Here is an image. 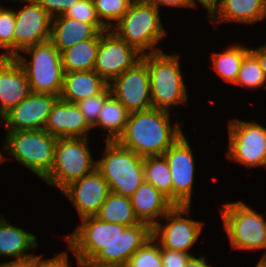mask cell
Returning a JSON list of instances; mask_svg holds the SVG:
<instances>
[{
    "label": "cell",
    "instance_id": "27",
    "mask_svg": "<svg viewBox=\"0 0 266 267\" xmlns=\"http://www.w3.org/2000/svg\"><path fill=\"white\" fill-rule=\"evenodd\" d=\"M248 46L233 43L227 47L223 52H212L211 62L212 68L220 79L232 85L236 83L238 72L240 70L241 62L244 56L250 51Z\"/></svg>",
    "mask_w": 266,
    "mask_h": 267
},
{
    "label": "cell",
    "instance_id": "15",
    "mask_svg": "<svg viewBox=\"0 0 266 267\" xmlns=\"http://www.w3.org/2000/svg\"><path fill=\"white\" fill-rule=\"evenodd\" d=\"M109 88L130 113L153 108L148 67L143 59L113 79Z\"/></svg>",
    "mask_w": 266,
    "mask_h": 267
},
{
    "label": "cell",
    "instance_id": "28",
    "mask_svg": "<svg viewBox=\"0 0 266 267\" xmlns=\"http://www.w3.org/2000/svg\"><path fill=\"white\" fill-rule=\"evenodd\" d=\"M95 216L101 221L122 224L127 227L140 223L134 213L131 199L112 192L108 194Z\"/></svg>",
    "mask_w": 266,
    "mask_h": 267
},
{
    "label": "cell",
    "instance_id": "1",
    "mask_svg": "<svg viewBox=\"0 0 266 267\" xmlns=\"http://www.w3.org/2000/svg\"><path fill=\"white\" fill-rule=\"evenodd\" d=\"M65 236L67 247L78 261L126 265L130 257L152 237V227L140 222L133 226L104 222L96 216L80 219Z\"/></svg>",
    "mask_w": 266,
    "mask_h": 267
},
{
    "label": "cell",
    "instance_id": "36",
    "mask_svg": "<svg viewBox=\"0 0 266 267\" xmlns=\"http://www.w3.org/2000/svg\"><path fill=\"white\" fill-rule=\"evenodd\" d=\"M191 253L183 251L169 250L161 247V260L163 267H185L192 256Z\"/></svg>",
    "mask_w": 266,
    "mask_h": 267
},
{
    "label": "cell",
    "instance_id": "34",
    "mask_svg": "<svg viewBox=\"0 0 266 267\" xmlns=\"http://www.w3.org/2000/svg\"><path fill=\"white\" fill-rule=\"evenodd\" d=\"M64 16L86 23H91L99 31L107 30L97 16L93 0H79L65 12Z\"/></svg>",
    "mask_w": 266,
    "mask_h": 267
},
{
    "label": "cell",
    "instance_id": "7",
    "mask_svg": "<svg viewBox=\"0 0 266 267\" xmlns=\"http://www.w3.org/2000/svg\"><path fill=\"white\" fill-rule=\"evenodd\" d=\"M223 228L232 249L265 250L259 261H266V232L264 215L242 200L227 202L220 208Z\"/></svg>",
    "mask_w": 266,
    "mask_h": 267
},
{
    "label": "cell",
    "instance_id": "4",
    "mask_svg": "<svg viewBox=\"0 0 266 267\" xmlns=\"http://www.w3.org/2000/svg\"><path fill=\"white\" fill-rule=\"evenodd\" d=\"M180 56L163 51L142 55L148 67L153 108L170 111L186 104L189 96L180 68Z\"/></svg>",
    "mask_w": 266,
    "mask_h": 267
},
{
    "label": "cell",
    "instance_id": "42",
    "mask_svg": "<svg viewBox=\"0 0 266 267\" xmlns=\"http://www.w3.org/2000/svg\"><path fill=\"white\" fill-rule=\"evenodd\" d=\"M76 263L79 267H127L124 264L98 263V262H94L92 260L78 261L76 259Z\"/></svg>",
    "mask_w": 266,
    "mask_h": 267
},
{
    "label": "cell",
    "instance_id": "44",
    "mask_svg": "<svg viewBox=\"0 0 266 267\" xmlns=\"http://www.w3.org/2000/svg\"><path fill=\"white\" fill-rule=\"evenodd\" d=\"M191 3L196 7L202 5L208 12V14L211 13V11L217 6L220 0H190Z\"/></svg>",
    "mask_w": 266,
    "mask_h": 267
},
{
    "label": "cell",
    "instance_id": "23",
    "mask_svg": "<svg viewBox=\"0 0 266 267\" xmlns=\"http://www.w3.org/2000/svg\"><path fill=\"white\" fill-rule=\"evenodd\" d=\"M109 84L94 70L64 72L60 99L76 103L103 93Z\"/></svg>",
    "mask_w": 266,
    "mask_h": 267
},
{
    "label": "cell",
    "instance_id": "35",
    "mask_svg": "<svg viewBox=\"0 0 266 267\" xmlns=\"http://www.w3.org/2000/svg\"><path fill=\"white\" fill-rule=\"evenodd\" d=\"M111 95L110 88L108 87L103 93L93 97L76 102L75 104L80 109L81 114L85 117L87 123L93 127L99 117L106 99Z\"/></svg>",
    "mask_w": 266,
    "mask_h": 267
},
{
    "label": "cell",
    "instance_id": "40",
    "mask_svg": "<svg viewBox=\"0 0 266 267\" xmlns=\"http://www.w3.org/2000/svg\"><path fill=\"white\" fill-rule=\"evenodd\" d=\"M250 51L258 59L260 66L263 69L264 74L266 76V43L263 45H260V47L251 48Z\"/></svg>",
    "mask_w": 266,
    "mask_h": 267
},
{
    "label": "cell",
    "instance_id": "14",
    "mask_svg": "<svg viewBox=\"0 0 266 267\" xmlns=\"http://www.w3.org/2000/svg\"><path fill=\"white\" fill-rule=\"evenodd\" d=\"M12 2L24 3V7L15 10L14 57H16L27 47L50 40L52 17L36 0Z\"/></svg>",
    "mask_w": 266,
    "mask_h": 267
},
{
    "label": "cell",
    "instance_id": "6",
    "mask_svg": "<svg viewBox=\"0 0 266 267\" xmlns=\"http://www.w3.org/2000/svg\"><path fill=\"white\" fill-rule=\"evenodd\" d=\"M57 140L44 129L9 131L2 147L20 166L43 180L53 167Z\"/></svg>",
    "mask_w": 266,
    "mask_h": 267
},
{
    "label": "cell",
    "instance_id": "21",
    "mask_svg": "<svg viewBox=\"0 0 266 267\" xmlns=\"http://www.w3.org/2000/svg\"><path fill=\"white\" fill-rule=\"evenodd\" d=\"M130 199L138 220L151 227L174 207L166 196L146 181L139 186Z\"/></svg>",
    "mask_w": 266,
    "mask_h": 267
},
{
    "label": "cell",
    "instance_id": "18",
    "mask_svg": "<svg viewBox=\"0 0 266 267\" xmlns=\"http://www.w3.org/2000/svg\"><path fill=\"white\" fill-rule=\"evenodd\" d=\"M31 93L25 70L15 57H0V118Z\"/></svg>",
    "mask_w": 266,
    "mask_h": 267
},
{
    "label": "cell",
    "instance_id": "16",
    "mask_svg": "<svg viewBox=\"0 0 266 267\" xmlns=\"http://www.w3.org/2000/svg\"><path fill=\"white\" fill-rule=\"evenodd\" d=\"M58 98L53 94L31 92L1 118L6 132L44 129L52 106Z\"/></svg>",
    "mask_w": 266,
    "mask_h": 267
},
{
    "label": "cell",
    "instance_id": "9",
    "mask_svg": "<svg viewBox=\"0 0 266 267\" xmlns=\"http://www.w3.org/2000/svg\"><path fill=\"white\" fill-rule=\"evenodd\" d=\"M89 139L58 138L53 167L43 179L48 186H53L61 192L72 182L96 169L97 161L91 154Z\"/></svg>",
    "mask_w": 266,
    "mask_h": 267
},
{
    "label": "cell",
    "instance_id": "3",
    "mask_svg": "<svg viewBox=\"0 0 266 267\" xmlns=\"http://www.w3.org/2000/svg\"><path fill=\"white\" fill-rule=\"evenodd\" d=\"M161 11L146 0H134L125 15L111 28L140 54L161 52L158 43L167 35Z\"/></svg>",
    "mask_w": 266,
    "mask_h": 267
},
{
    "label": "cell",
    "instance_id": "13",
    "mask_svg": "<svg viewBox=\"0 0 266 267\" xmlns=\"http://www.w3.org/2000/svg\"><path fill=\"white\" fill-rule=\"evenodd\" d=\"M194 149L183 134L163 154L166 158L172 178V203L174 205H191L194 175Z\"/></svg>",
    "mask_w": 266,
    "mask_h": 267
},
{
    "label": "cell",
    "instance_id": "12",
    "mask_svg": "<svg viewBox=\"0 0 266 267\" xmlns=\"http://www.w3.org/2000/svg\"><path fill=\"white\" fill-rule=\"evenodd\" d=\"M142 59L134 47L122 40L114 31H102L94 71L108 84Z\"/></svg>",
    "mask_w": 266,
    "mask_h": 267
},
{
    "label": "cell",
    "instance_id": "25",
    "mask_svg": "<svg viewBox=\"0 0 266 267\" xmlns=\"http://www.w3.org/2000/svg\"><path fill=\"white\" fill-rule=\"evenodd\" d=\"M102 31L95 37L81 41L61 52L64 72L93 70Z\"/></svg>",
    "mask_w": 266,
    "mask_h": 267
},
{
    "label": "cell",
    "instance_id": "41",
    "mask_svg": "<svg viewBox=\"0 0 266 267\" xmlns=\"http://www.w3.org/2000/svg\"><path fill=\"white\" fill-rule=\"evenodd\" d=\"M0 267H34V257L26 260L0 262Z\"/></svg>",
    "mask_w": 266,
    "mask_h": 267
},
{
    "label": "cell",
    "instance_id": "33",
    "mask_svg": "<svg viewBox=\"0 0 266 267\" xmlns=\"http://www.w3.org/2000/svg\"><path fill=\"white\" fill-rule=\"evenodd\" d=\"M15 10L2 6L0 8V57H14ZM5 51V52H4Z\"/></svg>",
    "mask_w": 266,
    "mask_h": 267
},
{
    "label": "cell",
    "instance_id": "5",
    "mask_svg": "<svg viewBox=\"0 0 266 267\" xmlns=\"http://www.w3.org/2000/svg\"><path fill=\"white\" fill-rule=\"evenodd\" d=\"M143 159L117 140H105L96 169L107 181L110 192L130 198L145 181Z\"/></svg>",
    "mask_w": 266,
    "mask_h": 267
},
{
    "label": "cell",
    "instance_id": "2",
    "mask_svg": "<svg viewBox=\"0 0 266 267\" xmlns=\"http://www.w3.org/2000/svg\"><path fill=\"white\" fill-rule=\"evenodd\" d=\"M171 111L151 108L129 113L124 133L118 142L135 154L163 155L183 133V122L171 124Z\"/></svg>",
    "mask_w": 266,
    "mask_h": 267
},
{
    "label": "cell",
    "instance_id": "22",
    "mask_svg": "<svg viewBox=\"0 0 266 267\" xmlns=\"http://www.w3.org/2000/svg\"><path fill=\"white\" fill-rule=\"evenodd\" d=\"M3 216L0 214V256L10 257L11 261L12 258L15 261L35 257L36 254L33 255L30 250L38 247L37 236L12 225Z\"/></svg>",
    "mask_w": 266,
    "mask_h": 267
},
{
    "label": "cell",
    "instance_id": "30",
    "mask_svg": "<svg viewBox=\"0 0 266 267\" xmlns=\"http://www.w3.org/2000/svg\"><path fill=\"white\" fill-rule=\"evenodd\" d=\"M241 86L248 90L266 89V76L256 56L249 51L241 62L235 87Z\"/></svg>",
    "mask_w": 266,
    "mask_h": 267
},
{
    "label": "cell",
    "instance_id": "17",
    "mask_svg": "<svg viewBox=\"0 0 266 267\" xmlns=\"http://www.w3.org/2000/svg\"><path fill=\"white\" fill-rule=\"evenodd\" d=\"M60 193L64 194L73 204L81 219L88 216H95L99 212L110 193V189L107 181L95 169L81 179L69 184Z\"/></svg>",
    "mask_w": 266,
    "mask_h": 267
},
{
    "label": "cell",
    "instance_id": "20",
    "mask_svg": "<svg viewBox=\"0 0 266 267\" xmlns=\"http://www.w3.org/2000/svg\"><path fill=\"white\" fill-rule=\"evenodd\" d=\"M266 19V0H220L209 14V21L216 23L255 24Z\"/></svg>",
    "mask_w": 266,
    "mask_h": 267
},
{
    "label": "cell",
    "instance_id": "24",
    "mask_svg": "<svg viewBox=\"0 0 266 267\" xmlns=\"http://www.w3.org/2000/svg\"><path fill=\"white\" fill-rule=\"evenodd\" d=\"M99 32L91 23L59 15L52 18L50 41L61 53L81 41L95 37Z\"/></svg>",
    "mask_w": 266,
    "mask_h": 267
},
{
    "label": "cell",
    "instance_id": "11",
    "mask_svg": "<svg viewBox=\"0 0 266 267\" xmlns=\"http://www.w3.org/2000/svg\"><path fill=\"white\" fill-rule=\"evenodd\" d=\"M190 214L191 205H174L161 219L166 223L164 224L160 220L152 227V237L160 247L190 253L193 245L201 237L205 224L204 221L188 218Z\"/></svg>",
    "mask_w": 266,
    "mask_h": 267
},
{
    "label": "cell",
    "instance_id": "31",
    "mask_svg": "<svg viewBox=\"0 0 266 267\" xmlns=\"http://www.w3.org/2000/svg\"><path fill=\"white\" fill-rule=\"evenodd\" d=\"M134 0H93L100 22L111 29L128 11Z\"/></svg>",
    "mask_w": 266,
    "mask_h": 267
},
{
    "label": "cell",
    "instance_id": "26",
    "mask_svg": "<svg viewBox=\"0 0 266 267\" xmlns=\"http://www.w3.org/2000/svg\"><path fill=\"white\" fill-rule=\"evenodd\" d=\"M129 111L112 94L106 99L96 124L107 131L106 141H116L124 133L128 121Z\"/></svg>",
    "mask_w": 266,
    "mask_h": 267
},
{
    "label": "cell",
    "instance_id": "10",
    "mask_svg": "<svg viewBox=\"0 0 266 267\" xmlns=\"http://www.w3.org/2000/svg\"><path fill=\"white\" fill-rule=\"evenodd\" d=\"M226 158L250 169L266 163V127L254 120L229 119Z\"/></svg>",
    "mask_w": 266,
    "mask_h": 267
},
{
    "label": "cell",
    "instance_id": "45",
    "mask_svg": "<svg viewBox=\"0 0 266 267\" xmlns=\"http://www.w3.org/2000/svg\"><path fill=\"white\" fill-rule=\"evenodd\" d=\"M254 267H266V261H258Z\"/></svg>",
    "mask_w": 266,
    "mask_h": 267
},
{
    "label": "cell",
    "instance_id": "46",
    "mask_svg": "<svg viewBox=\"0 0 266 267\" xmlns=\"http://www.w3.org/2000/svg\"><path fill=\"white\" fill-rule=\"evenodd\" d=\"M5 160L7 161L8 159H7L5 156H3V154H2L1 151H0V165H1V163H3Z\"/></svg>",
    "mask_w": 266,
    "mask_h": 267
},
{
    "label": "cell",
    "instance_id": "29",
    "mask_svg": "<svg viewBox=\"0 0 266 267\" xmlns=\"http://www.w3.org/2000/svg\"><path fill=\"white\" fill-rule=\"evenodd\" d=\"M145 181L152 184L172 202V178L164 155L147 156L143 159Z\"/></svg>",
    "mask_w": 266,
    "mask_h": 267
},
{
    "label": "cell",
    "instance_id": "38",
    "mask_svg": "<svg viewBox=\"0 0 266 267\" xmlns=\"http://www.w3.org/2000/svg\"><path fill=\"white\" fill-rule=\"evenodd\" d=\"M68 257L67 250L47 259L36 254L34 257V267H72L69 264Z\"/></svg>",
    "mask_w": 266,
    "mask_h": 267
},
{
    "label": "cell",
    "instance_id": "32",
    "mask_svg": "<svg viewBox=\"0 0 266 267\" xmlns=\"http://www.w3.org/2000/svg\"><path fill=\"white\" fill-rule=\"evenodd\" d=\"M127 267H163L161 260V247L150 237L128 260Z\"/></svg>",
    "mask_w": 266,
    "mask_h": 267
},
{
    "label": "cell",
    "instance_id": "8",
    "mask_svg": "<svg viewBox=\"0 0 266 267\" xmlns=\"http://www.w3.org/2000/svg\"><path fill=\"white\" fill-rule=\"evenodd\" d=\"M15 59L25 70L31 92L60 96L63 87V66L61 53L50 40L27 47Z\"/></svg>",
    "mask_w": 266,
    "mask_h": 267
},
{
    "label": "cell",
    "instance_id": "39",
    "mask_svg": "<svg viewBox=\"0 0 266 267\" xmlns=\"http://www.w3.org/2000/svg\"><path fill=\"white\" fill-rule=\"evenodd\" d=\"M149 3L154 4L160 9L161 6H169L176 8H196L190 0H146Z\"/></svg>",
    "mask_w": 266,
    "mask_h": 267
},
{
    "label": "cell",
    "instance_id": "19",
    "mask_svg": "<svg viewBox=\"0 0 266 267\" xmlns=\"http://www.w3.org/2000/svg\"><path fill=\"white\" fill-rule=\"evenodd\" d=\"M92 129L75 103L60 98L53 104L44 128L56 138L89 137Z\"/></svg>",
    "mask_w": 266,
    "mask_h": 267
},
{
    "label": "cell",
    "instance_id": "37",
    "mask_svg": "<svg viewBox=\"0 0 266 267\" xmlns=\"http://www.w3.org/2000/svg\"><path fill=\"white\" fill-rule=\"evenodd\" d=\"M54 18L65 12L79 0H36Z\"/></svg>",
    "mask_w": 266,
    "mask_h": 267
},
{
    "label": "cell",
    "instance_id": "43",
    "mask_svg": "<svg viewBox=\"0 0 266 267\" xmlns=\"http://www.w3.org/2000/svg\"><path fill=\"white\" fill-rule=\"evenodd\" d=\"M205 255L200 257H195L192 255L188 262L186 263L185 267H212L213 265H209L208 261H206Z\"/></svg>",
    "mask_w": 266,
    "mask_h": 267
}]
</instances>
